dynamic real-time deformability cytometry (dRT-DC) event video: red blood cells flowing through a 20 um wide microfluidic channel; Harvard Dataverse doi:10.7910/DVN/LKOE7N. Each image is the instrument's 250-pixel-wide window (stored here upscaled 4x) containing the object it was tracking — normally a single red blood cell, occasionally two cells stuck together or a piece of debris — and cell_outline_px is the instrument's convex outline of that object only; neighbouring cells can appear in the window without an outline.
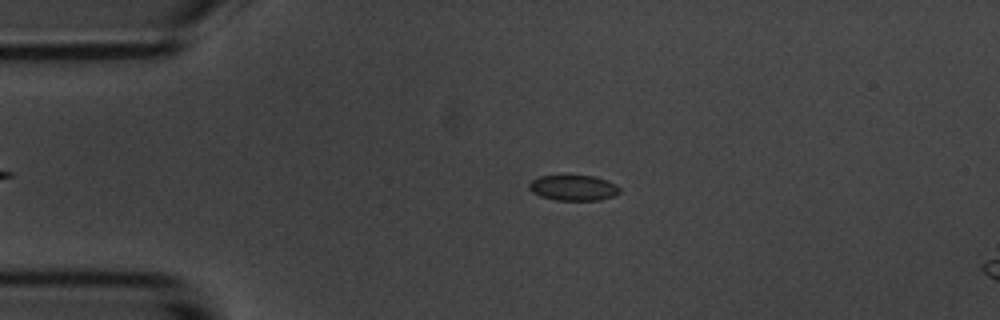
{"species": "common noctule bat (a hibernating species)", "species_latin": "Nyctalus noctula", "temperature_condition": "room temperature", "stored_images_in_passage": 6, "camera_frame_rate_fps": 3000, "um_per_image_px": 0.085, "animal": {"sex": "male", "body_mass_g": 20.1, "forearm_length_mm": 53.5}, "frame": {"image": 1, "passage_image": 4, "time_ms": 3.667, "image_size_px": [1000, 320], "cell_outline_px": [[620, 192], [612, 196], [600, 200], [556, 200], [540, 196], [532, 192], [528, 188], [528, 184], [532, 180], [540, 176], [596, 176], [608, 180], [616, 184], [620, 188]], "centroid_in_image_um": [48.75, 15.96], "position_along_channel_um": 36.3, "area_um2": 13.47}}